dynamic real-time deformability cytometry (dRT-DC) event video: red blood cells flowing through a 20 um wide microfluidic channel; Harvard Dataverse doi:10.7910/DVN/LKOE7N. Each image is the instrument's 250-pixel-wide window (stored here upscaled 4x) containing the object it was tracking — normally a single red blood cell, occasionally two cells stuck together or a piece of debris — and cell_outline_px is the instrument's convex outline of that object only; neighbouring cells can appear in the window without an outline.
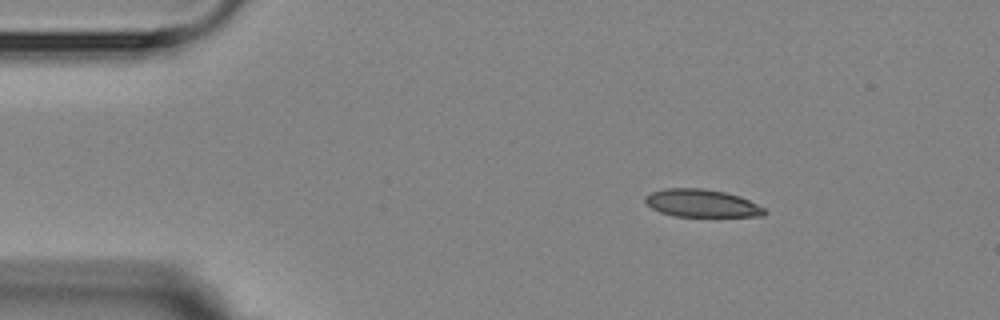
{"species": "Egyptian fruit bat (a non-hibernating species)", "species_latin": "Rousettus aegyptiacus", "temperature_condition": "room temperature", "stored_images_in_passage": 4, "camera_frame_rate_fps": 3000, "um_per_image_px": 0.085, "animal": {"sex": "female"}, "frame": {"image": 1, "passage_image": 2, "time_ms": 1.333, "image_size_px": [1000, 320], "cell_outline_px": [[768, 212], [764, 216], [676, 216], [660, 212], [652, 208], [644, 200], [644, 196], [652, 192], [664, 188], [700, 188], [724, 192], [740, 196], [764, 208]], "centroid_in_image_um": [59.64, 17.27], "position_along_channel_um": 25.4, "area_um2": 19.13}}